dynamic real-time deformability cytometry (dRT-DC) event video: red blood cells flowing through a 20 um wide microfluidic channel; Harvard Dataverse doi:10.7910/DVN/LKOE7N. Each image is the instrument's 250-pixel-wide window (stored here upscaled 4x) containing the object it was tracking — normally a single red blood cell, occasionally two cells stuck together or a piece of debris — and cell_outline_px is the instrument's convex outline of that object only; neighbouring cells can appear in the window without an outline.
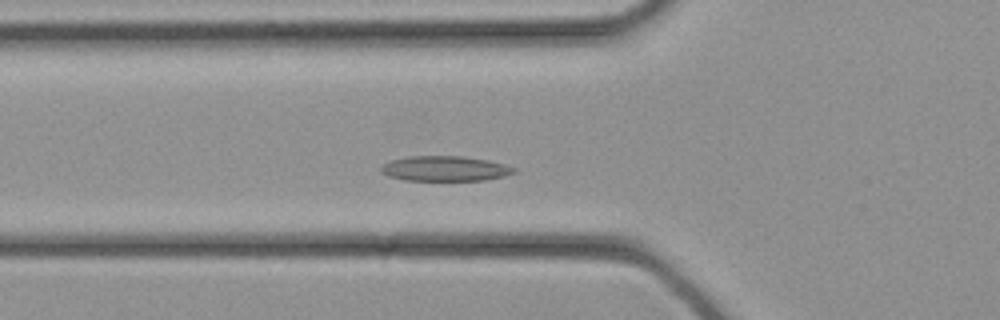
{"species": "common noctule bat (a hibernating species)", "species_latin": "Nyctalus noctula", "temperature_condition": "cold", "stored_images_in_passage": 12, "segment_of_instrument_passage": [1, 2], "camera_frame_rate_fps": 3000, "um_per_image_px": 0.085, "animal": {"sex": "female", "body_mass_g": 21.9}, "frame": {"image": 1, "passage_image": 9, "time_ms": 2.667, "image_size_px": [1000, 320], "cell_outline_px": [[516, 172], [504, 176], [484, 180], [404, 180], [388, 176], [380, 172], [380, 168], [384, 164], [392, 160], [408, 156], [464, 156], [488, 160], [504, 164], [516, 168]], "centroid_in_image_um": [37.82, 14.32], "position_along_channel_um": 88.0, "area_um2": 19.42}}